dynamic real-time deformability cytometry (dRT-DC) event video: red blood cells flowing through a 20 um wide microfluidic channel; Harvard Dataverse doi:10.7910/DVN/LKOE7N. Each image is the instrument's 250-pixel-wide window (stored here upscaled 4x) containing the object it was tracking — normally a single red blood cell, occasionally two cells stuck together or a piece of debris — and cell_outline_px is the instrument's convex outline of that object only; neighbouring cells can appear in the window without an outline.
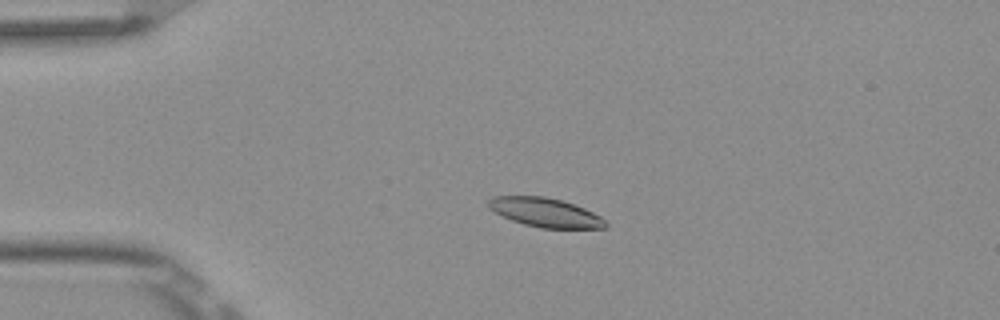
{"species": "Egyptian fruit bat (a non-hibernating species)", "species_latin": "Rousettus aegyptiacus", "temperature_condition": "room temperature", "stored_images_in_passage": 4, "camera_frame_rate_fps": 3000, "um_per_image_px": 0.085, "frame": {"image": 1, "passage_image": 3, "time_ms": 0.667, "image_size_px": [1000, 320], "cell_outline_px": [[608, 228], [540, 228], [524, 224], [512, 220], [488, 208], [488, 200], [492, 196], [544, 196], [560, 200], [584, 208], [600, 216], [608, 224]], "centroid_in_image_um": [46.35, 18.06], "position_along_channel_um": 38.7, "area_um2": 19.65}}